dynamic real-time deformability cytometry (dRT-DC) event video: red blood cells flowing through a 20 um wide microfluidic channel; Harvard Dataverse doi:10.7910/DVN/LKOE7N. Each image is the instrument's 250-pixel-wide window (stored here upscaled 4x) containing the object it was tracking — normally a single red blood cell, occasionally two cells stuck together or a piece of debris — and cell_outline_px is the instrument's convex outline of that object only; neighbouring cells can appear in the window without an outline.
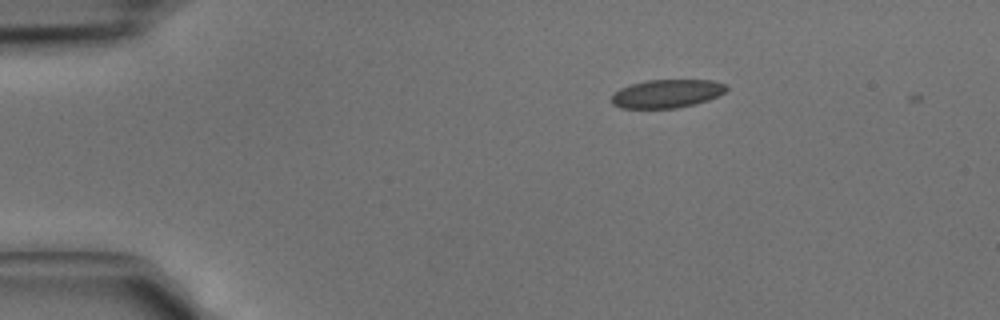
{"species": "common noctule bat (a hibernating species)", "species_latin": "Nyctalus noctula", "temperature_condition": "cold", "stored_images_in_passage": 2, "camera_frame_rate_fps": 3000, "um_per_image_px": 0.085, "animal": {"sex": "male", "body_mass_g": 15.6}, "frame": {"image": 1, "passage_image": 1, "time_ms": 0.0, "image_size_px": [1000, 320], "cell_outline_px": [[728, 88], [724, 92], [708, 100], [696, 104], [676, 108], [620, 108], [612, 104], [612, 96], [620, 88], [632, 84], [648, 80], [712, 80], [728, 84]], "centroid_in_image_um": [56.71, 7.96], "position_along_channel_um": 28.3, "area_um2": 18.96}}